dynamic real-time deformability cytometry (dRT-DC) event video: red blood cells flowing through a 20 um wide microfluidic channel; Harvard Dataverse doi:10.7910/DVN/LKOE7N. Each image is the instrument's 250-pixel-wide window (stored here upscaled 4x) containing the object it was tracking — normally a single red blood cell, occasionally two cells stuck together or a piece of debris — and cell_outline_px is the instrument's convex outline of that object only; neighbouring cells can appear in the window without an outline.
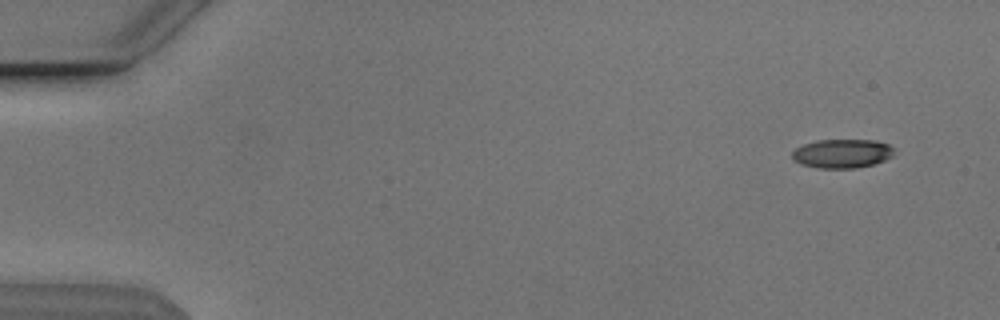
{"species": "Egyptian fruit bat (a non-hibernating species)", "species_latin": "Rousettus aegyptiacus", "temperature_condition": "cold", "stored_images_in_passage": 12, "camera_frame_rate_fps": 3000, "um_per_image_px": 0.085, "animal": {"sex": "male"}, "frame": {"image": 1, "passage_image": 1, "time_ms": 0.0, "image_size_px": [1000, 320], "cell_outline_px": [[892, 156], [884, 160], [872, 164], [856, 168], [820, 168], [800, 164], [792, 160], [792, 152], [796, 148], [804, 144], [816, 140], [876, 140], [888, 144], [892, 148]], "centroid_in_image_um": [71.54, 13.05], "position_along_channel_um": 13.5, "area_um2": 17.11}}